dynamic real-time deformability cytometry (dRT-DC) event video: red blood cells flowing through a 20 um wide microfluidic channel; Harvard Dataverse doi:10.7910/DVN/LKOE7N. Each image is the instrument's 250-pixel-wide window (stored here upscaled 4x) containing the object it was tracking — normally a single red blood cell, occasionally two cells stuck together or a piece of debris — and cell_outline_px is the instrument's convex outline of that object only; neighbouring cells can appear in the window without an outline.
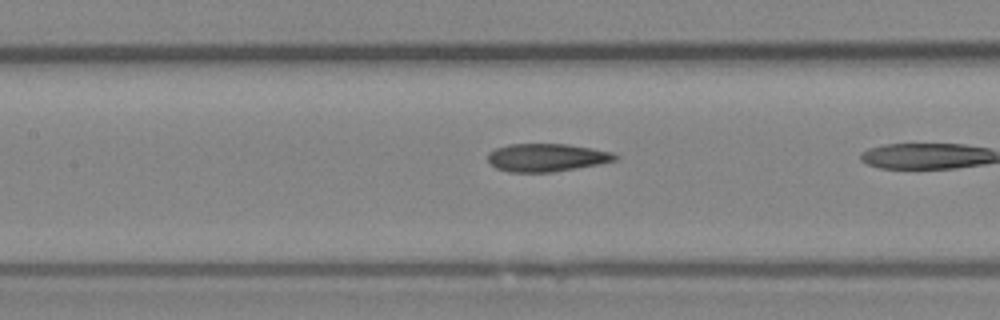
{"species": "Egyptian fruit bat (a non-hibernating species)", "species_latin": "Rousettus aegyptiacus", "temperature_condition": "room temperature", "stored_images_in_passage": 24, "camera_frame_rate_fps": 3000, "um_per_image_px": 0.085, "animal": {"sex": "female"}, "frame": {"image": 1, "passage_image": 19, "time_ms": 6.0, "image_size_px": [1000, 320], "cell_outline_px": [[620, 156], [616, 160], [600, 164], [552, 172], [508, 172], [496, 168], [488, 160], [488, 152], [496, 148], [508, 144], [568, 144], [592, 148], [612, 152]], "centroid_in_image_um": [46.48, 13.39], "position_along_channel_um": 160.9, "area_um2": 20.81}}
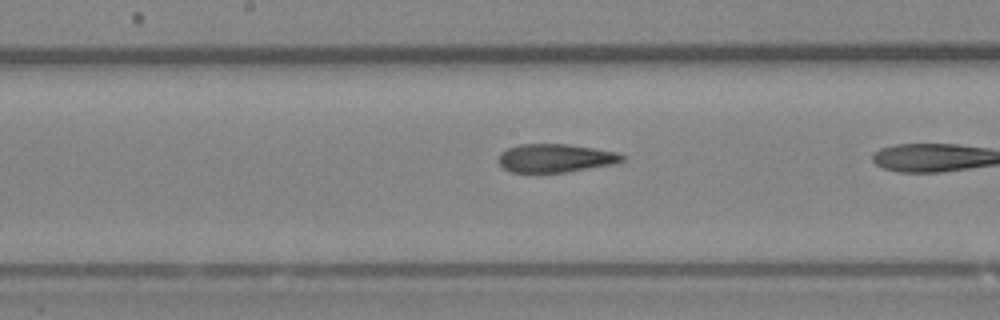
{"frame": {"image": 2, "passage_image": 22, "time_ms": 7.0, "image_size_px": [1000, 320], "cell_outline_px": [[628, 156], [624, 160], [612, 164], [568, 172], [512, 172], [504, 168], [496, 160], [500, 152], [508, 148], [520, 144], [568, 144], [616, 152]], "centroid_in_image_um": [47.2, 13.44], "position_along_channel_um": 201.0, "area_um2": 20.46}}